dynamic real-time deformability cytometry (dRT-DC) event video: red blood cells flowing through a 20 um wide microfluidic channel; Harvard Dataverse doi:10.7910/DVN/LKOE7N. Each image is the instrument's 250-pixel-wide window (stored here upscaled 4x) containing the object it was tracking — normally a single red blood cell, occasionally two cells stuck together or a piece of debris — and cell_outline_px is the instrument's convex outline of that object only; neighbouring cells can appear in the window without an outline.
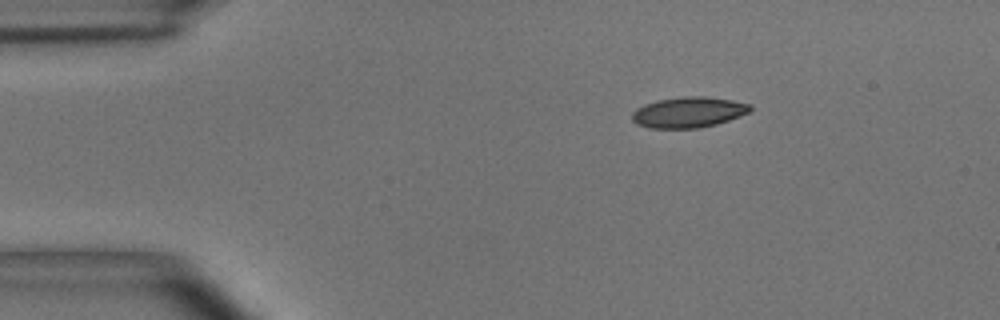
{"species": "common noctule bat (a hibernating species)", "species_latin": "Nyctalus noctula", "temperature_condition": "room temperature", "stored_images_in_passage": 3, "camera_frame_rate_fps": 3000, "um_per_image_px": 0.085, "animal": {"sex": "male", "body_mass_g": 15.6}, "frame": {"image": 1, "passage_image": 1, "time_ms": 0.0, "image_size_px": [1000, 320], "cell_outline_px": [[752, 108], [748, 112], [728, 120], [716, 124], [696, 128], [648, 128], [636, 124], [632, 120], [632, 112], [636, 108], [644, 104], [656, 100], [684, 96], [704, 96], [732, 100], [752, 104]], "centroid_in_image_um": [58.48, 9.53], "position_along_channel_um": 26.5, "area_um2": 21.15}}
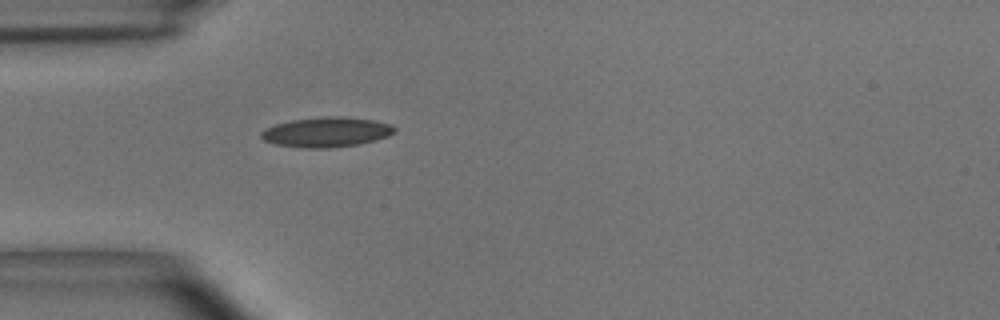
{"frame": {"image": 2, "passage_image": 3, "time_ms": 0.667, "image_size_px": [1000, 320], "cell_outline_px": [[396, 132], [388, 136], [376, 140], [356, 144], [328, 148], [304, 148], [276, 144], [264, 140], [260, 136], [260, 132], [276, 124], [292, 120], [324, 116], [344, 116], [372, 120], [392, 124], [396, 128]], "centroid_in_image_um": [27.78, 11.22], "position_along_channel_um": 57.2, "area_um2": 23.18}}